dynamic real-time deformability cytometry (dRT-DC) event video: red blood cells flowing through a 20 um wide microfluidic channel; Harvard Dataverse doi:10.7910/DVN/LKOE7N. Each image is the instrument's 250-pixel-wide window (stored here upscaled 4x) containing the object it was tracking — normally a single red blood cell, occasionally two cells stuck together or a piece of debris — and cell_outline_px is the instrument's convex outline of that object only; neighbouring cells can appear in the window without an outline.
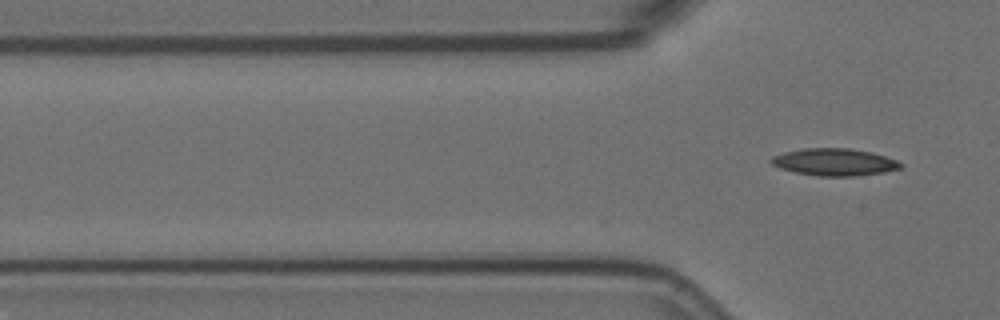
{"species": "Egyptian fruit bat (a non-hibernating species)", "species_latin": "Rousettus aegyptiacus", "temperature_condition": "room temperature", "stored_images_in_passage": 2, "camera_frame_rate_fps": 3000, "um_per_image_px": 0.085, "animal": {"sex": "female"}, "frame": {"image": 1, "passage_image": 2, "time_ms": 0.333, "image_size_px": [1000, 320], "cell_outline_px": [[904, 164], [900, 168], [884, 172], [856, 176], [816, 176], [796, 172], [780, 168], [772, 164], [768, 160], [772, 156], [784, 152], [804, 148], [848, 148], [872, 152], [896, 160]], "centroid_in_image_um": [70.91, 13.77], "position_along_channel_um": 54.9, "area_um2": 20.52}}